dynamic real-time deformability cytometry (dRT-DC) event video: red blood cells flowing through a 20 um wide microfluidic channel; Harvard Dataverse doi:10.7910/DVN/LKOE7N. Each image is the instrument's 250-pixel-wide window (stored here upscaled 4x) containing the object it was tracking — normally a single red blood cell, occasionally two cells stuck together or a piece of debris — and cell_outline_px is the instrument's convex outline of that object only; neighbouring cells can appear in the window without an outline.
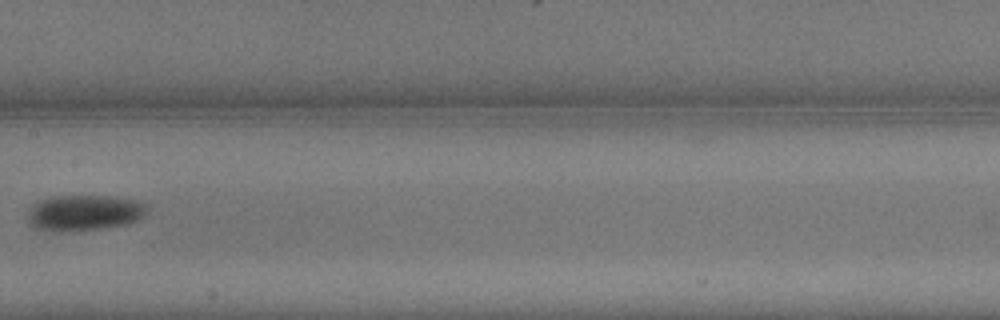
{"species": "common noctule bat (a hibernating species)", "species_latin": "Nyctalus noctula", "temperature_condition": "warm", "stored_images_in_passage": 15, "camera_frame_rate_fps": 3000, "um_per_image_px": 0.085, "animal": {"sex": "male", "body_mass_g": 13.3}, "frame": {"image": 1, "passage_image": 10, "time_ms": 3.0, "image_size_px": [1000, 320], "cell_outline_px": [[148, 208], [136, 220], [124, 224], [100, 228], [36, 228], [32, 224], [28, 216], [32, 204], [40, 200], [52, 196], [108, 196], [132, 200], [144, 204]], "centroid_in_image_um": [7.16, 18.02], "position_along_channel_um": 200.2, "area_um2": 23.29}}
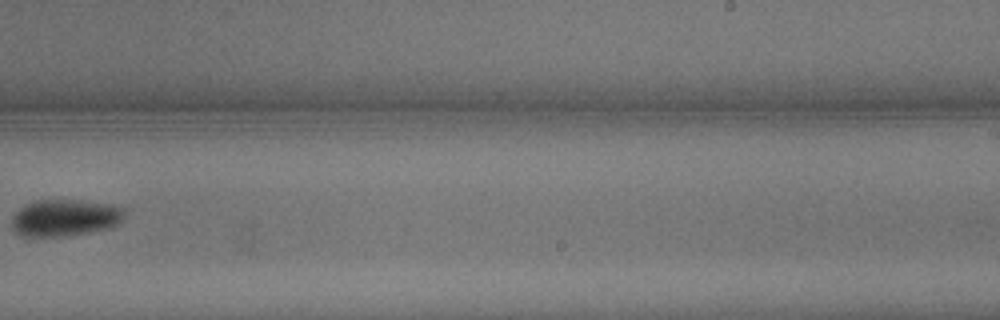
{"frame": {"image": 2, "passage_image": 13, "time_ms": 4.0, "image_size_px": [1000, 320], "cell_outline_px": [[124, 216], [116, 224], [108, 228], [64, 236], [20, 236], [12, 228], [12, 220], [16, 212], [20, 208], [36, 200], [84, 200], [112, 204], [124, 208]], "centroid_in_image_um": [5.51, 18.5], "position_along_channel_um": 283.5, "area_um2": 23.99}}